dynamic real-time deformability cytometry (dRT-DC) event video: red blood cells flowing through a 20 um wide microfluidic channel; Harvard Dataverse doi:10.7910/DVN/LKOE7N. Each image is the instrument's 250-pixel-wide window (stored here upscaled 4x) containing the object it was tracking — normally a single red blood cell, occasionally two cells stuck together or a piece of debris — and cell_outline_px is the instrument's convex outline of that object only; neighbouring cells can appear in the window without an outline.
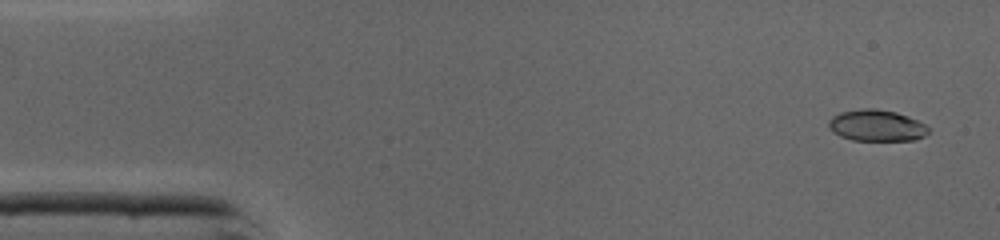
{"species": "common noctule bat (a hibernating species)", "species_latin": "Nyctalus noctula", "temperature_condition": "cold", "stored_images_in_passage": 40, "camera_frame_rate_fps": 3000, "um_per_image_px": 0.085, "animal": {"sex": "male", "body_mass_g": 19.0, "forearm_length_mm": 50.8}, "frame": {"image": 1, "passage_image": 2, "time_ms": 0.333, "image_size_px": [1000, 240], "cell_outline_px": [[928, 132], [924, 136], [916, 140], [852, 140], [840, 136], [832, 132], [828, 128], [828, 120], [832, 116], [840, 112], [864, 108], [876, 108], [896, 112], [908, 116], [924, 124], [928, 128]], "centroid_in_image_um": [74.47, 10.66], "position_along_channel_um": 10.5, "area_um2": 18.32}}
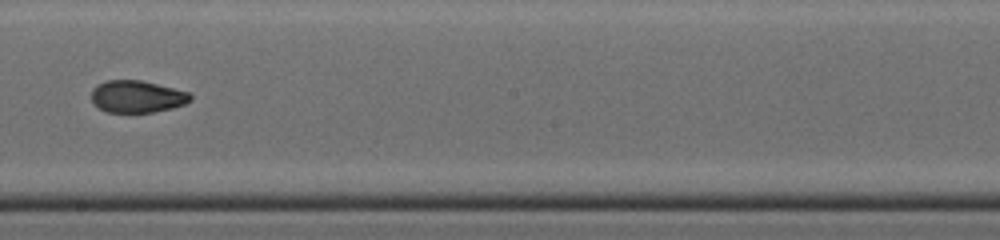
{"frame": {"image": 2, "passage_image": 25, "time_ms": 8.0, "image_size_px": [1000, 240], "cell_outline_px": [[192, 100], [184, 104], [172, 108], [152, 112], [108, 112], [100, 108], [92, 100], [92, 88], [108, 80], [140, 80], [188, 92], [192, 96]], "centroid_in_image_um": [11.66, 8.21], "position_along_channel_um": 236.5, "area_um2": 18.21}}
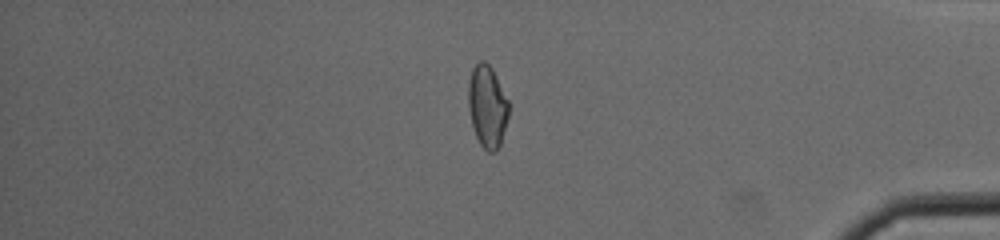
{"frame": {"image": 3, "passage_image": 38, "time_ms": 12.333, "image_size_px": [1000, 240], "cell_outline_px": [[508, 116], [500, 144], [496, 152], [488, 152], [480, 144], [476, 136], [472, 124], [468, 108], [468, 80], [472, 68], [480, 60], [484, 60], [492, 68], [508, 100]], "centroid_in_image_um": [41.4, 9.02], "position_along_channel_um": 393.8, "area_um2": 19.31}, "authors_computed_cell_mechanics": {"area_um2": 19.0162, "velocity_mm_per_s": 4.394, "shape_relaxation_time_tau1_ms": 5.3702, "shape_relaxation_time_tau2_ms": 1.1824, "deformation_change_tau1": 0.1802, "deformation_change_tau2": 0.0481}}